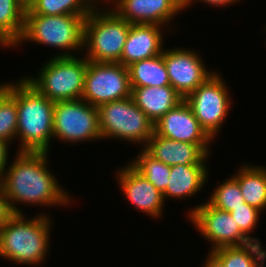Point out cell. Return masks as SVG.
Here are the masks:
<instances>
[{"mask_svg":"<svg viewBox=\"0 0 266 267\" xmlns=\"http://www.w3.org/2000/svg\"><path fill=\"white\" fill-rule=\"evenodd\" d=\"M25 10L23 0H0V48L3 50L12 49L21 39Z\"/></svg>","mask_w":266,"mask_h":267,"instance_id":"cell-21","label":"cell"},{"mask_svg":"<svg viewBox=\"0 0 266 267\" xmlns=\"http://www.w3.org/2000/svg\"><path fill=\"white\" fill-rule=\"evenodd\" d=\"M131 97L128 67L121 63L87 62L82 98L92 106Z\"/></svg>","mask_w":266,"mask_h":267,"instance_id":"cell-11","label":"cell"},{"mask_svg":"<svg viewBox=\"0 0 266 267\" xmlns=\"http://www.w3.org/2000/svg\"><path fill=\"white\" fill-rule=\"evenodd\" d=\"M266 244L250 242L243 246L218 248L212 253L224 267H266Z\"/></svg>","mask_w":266,"mask_h":267,"instance_id":"cell-23","label":"cell"},{"mask_svg":"<svg viewBox=\"0 0 266 267\" xmlns=\"http://www.w3.org/2000/svg\"><path fill=\"white\" fill-rule=\"evenodd\" d=\"M212 193L207 195V202L218 209L231 212L244 203L238 182L229 175L223 182L217 183ZM209 197V198H208Z\"/></svg>","mask_w":266,"mask_h":267,"instance_id":"cell-26","label":"cell"},{"mask_svg":"<svg viewBox=\"0 0 266 267\" xmlns=\"http://www.w3.org/2000/svg\"><path fill=\"white\" fill-rule=\"evenodd\" d=\"M6 167L0 185L15 213L26 207L70 208L76 204L72 194L59 183L50 166L51 152H15ZM65 188V189H64ZM75 200V202H74ZM21 206V207H20ZM63 206V207H62Z\"/></svg>","mask_w":266,"mask_h":267,"instance_id":"cell-1","label":"cell"},{"mask_svg":"<svg viewBox=\"0 0 266 267\" xmlns=\"http://www.w3.org/2000/svg\"><path fill=\"white\" fill-rule=\"evenodd\" d=\"M97 3L95 0H31L25 14L38 15H88Z\"/></svg>","mask_w":266,"mask_h":267,"instance_id":"cell-24","label":"cell"},{"mask_svg":"<svg viewBox=\"0 0 266 267\" xmlns=\"http://www.w3.org/2000/svg\"><path fill=\"white\" fill-rule=\"evenodd\" d=\"M187 208L185 219L197 230L199 236L209 243V252L252 242L240 230L230 212L213 207L206 200L203 202V199L199 205Z\"/></svg>","mask_w":266,"mask_h":267,"instance_id":"cell-10","label":"cell"},{"mask_svg":"<svg viewBox=\"0 0 266 267\" xmlns=\"http://www.w3.org/2000/svg\"><path fill=\"white\" fill-rule=\"evenodd\" d=\"M201 267H224L223 263L212 253L208 251Z\"/></svg>","mask_w":266,"mask_h":267,"instance_id":"cell-32","label":"cell"},{"mask_svg":"<svg viewBox=\"0 0 266 267\" xmlns=\"http://www.w3.org/2000/svg\"><path fill=\"white\" fill-rule=\"evenodd\" d=\"M51 218V214L43 210L34 216L16 213L0 229V259L27 267L47 263L55 224Z\"/></svg>","mask_w":266,"mask_h":267,"instance_id":"cell-3","label":"cell"},{"mask_svg":"<svg viewBox=\"0 0 266 267\" xmlns=\"http://www.w3.org/2000/svg\"><path fill=\"white\" fill-rule=\"evenodd\" d=\"M25 3H26V5L31 1V0H23Z\"/></svg>","mask_w":266,"mask_h":267,"instance_id":"cell-35","label":"cell"},{"mask_svg":"<svg viewBox=\"0 0 266 267\" xmlns=\"http://www.w3.org/2000/svg\"><path fill=\"white\" fill-rule=\"evenodd\" d=\"M17 79L0 83L17 105L16 151L50 152L55 102L41 95L22 75Z\"/></svg>","mask_w":266,"mask_h":267,"instance_id":"cell-2","label":"cell"},{"mask_svg":"<svg viewBox=\"0 0 266 267\" xmlns=\"http://www.w3.org/2000/svg\"><path fill=\"white\" fill-rule=\"evenodd\" d=\"M231 217L238 224L240 230L252 241L263 243L259 237H255L253 234L260 222L261 216L264 214L260 210L252 207L247 203H243L242 206H238L235 210L230 212Z\"/></svg>","mask_w":266,"mask_h":267,"instance_id":"cell-28","label":"cell"},{"mask_svg":"<svg viewBox=\"0 0 266 267\" xmlns=\"http://www.w3.org/2000/svg\"><path fill=\"white\" fill-rule=\"evenodd\" d=\"M243 0H183L182 1V6H183V10L184 12H186L185 10H189L190 7L192 8V5H196L197 2L199 4H203L204 6L207 5V7L209 6L210 8L213 7L214 8H228L231 5H237L238 3L242 2ZM189 8V9H188Z\"/></svg>","mask_w":266,"mask_h":267,"instance_id":"cell-29","label":"cell"},{"mask_svg":"<svg viewBox=\"0 0 266 267\" xmlns=\"http://www.w3.org/2000/svg\"><path fill=\"white\" fill-rule=\"evenodd\" d=\"M97 108L102 140L112 139L113 142L115 139L141 149L154 134V123L131 97L107 102Z\"/></svg>","mask_w":266,"mask_h":267,"instance_id":"cell-7","label":"cell"},{"mask_svg":"<svg viewBox=\"0 0 266 267\" xmlns=\"http://www.w3.org/2000/svg\"><path fill=\"white\" fill-rule=\"evenodd\" d=\"M248 163L243 161L231 176L238 182L244 202L265 213L266 166Z\"/></svg>","mask_w":266,"mask_h":267,"instance_id":"cell-20","label":"cell"},{"mask_svg":"<svg viewBox=\"0 0 266 267\" xmlns=\"http://www.w3.org/2000/svg\"><path fill=\"white\" fill-rule=\"evenodd\" d=\"M88 60L81 54L47 58L37 74L22 77L41 95L53 102L81 99Z\"/></svg>","mask_w":266,"mask_h":267,"instance_id":"cell-6","label":"cell"},{"mask_svg":"<svg viewBox=\"0 0 266 267\" xmlns=\"http://www.w3.org/2000/svg\"><path fill=\"white\" fill-rule=\"evenodd\" d=\"M79 145L102 141L98 108L83 99L55 102L53 141Z\"/></svg>","mask_w":266,"mask_h":267,"instance_id":"cell-9","label":"cell"},{"mask_svg":"<svg viewBox=\"0 0 266 267\" xmlns=\"http://www.w3.org/2000/svg\"><path fill=\"white\" fill-rule=\"evenodd\" d=\"M97 5H109L113 0H95Z\"/></svg>","mask_w":266,"mask_h":267,"instance_id":"cell-33","label":"cell"},{"mask_svg":"<svg viewBox=\"0 0 266 267\" xmlns=\"http://www.w3.org/2000/svg\"><path fill=\"white\" fill-rule=\"evenodd\" d=\"M212 146L180 142L154 132L143 149L154 159L168 166L207 165L212 156Z\"/></svg>","mask_w":266,"mask_h":267,"instance_id":"cell-16","label":"cell"},{"mask_svg":"<svg viewBox=\"0 0 266 267\" xmlns=\"http://www.w3.org/2000/svg\"><path fill=\"white\" fill-rule=\"evenodd\" d=\"M127 163L150 181L161 193L165 191L169 183L171 166L154 159L143 148Z\"/></svg>","mask_w":266,"mask_h":267,"instance_id":"cell-25","label":"cell"},{"mask_svg":"<svg viewBox=\"0 0 266 267\" xmlns=\"http://www.w3.org/2000/svg\"><path fill=\"white\" fill-rule=\"evenodd\" d=\"M108 6L130 24H157L171 33L174 17L184 12L182 0H113Z\"/></svg>","mask_w":266,"mask_h":267,"instance_id":"cell-14","label":"cell"},{"mask_svg":"<svg viewBox=\"0 0 266 267\" xmlns=\"http://www.w3.org/2000/svg\"><path fill=\"white\" fill-rule=\"evenodd\" d=\"M263 28L265 29L264 34H266V24L263 25ZM264 43H266V41ZM265 46H266V44H265Z\"/></svg>","mask_w":266,"mask_h":267,"instance_id":"cell-34","label":"cell"},{"mask_svg":"<svg viewBox=\"0 0 266 267\" xmlns=\"http://www.w3.org/2000/svg\"><path fill=\"white\" fill-rule=\"evenodd\" d=\"M114 171L119 190L134 210L153 220L163 219L166 203L162 193L129 163Z\"/></svg>","mask_w":266,"mask_h":267,"instance_id":"cell-13","label":"cell"},{"mask_svg":"<svg viewBox=\"0 0 266 267\" xmlns=\"http://www.w3.org/2000/svg\"><path fill=\"white\" fill-rule=\"evenodd\" d=\"M130 25L108 5H97L85 19L82 55L92 62L121 63Z\"/></svg>","mask_w":266,"mask_h":267,"instance_id":"cell-5","label":"cell"},{"mask_svg":"<svg viewBox=\"0 0 266 267\" xmlns=\"http://www.w3.org/2000/svg\"><path fill=\"white\" fill-rule=\"evenodd\" d=\"M221 72L216 71L184 100L191 107L200 126L215 141L234 106L232 90Z\"/></svg>","mask_w":266,"mask_h":267,"instance_id":"cell-8","label":"cell"},{"mask_svg":"<svg viewBox=\"0 0 266 267\" xmlns=\"http://www.w3.org/2000/svg\"><path fill=\"white\" fill-rule=\"evenodd\" d=\"M209 165H173L170 170L169 183L162 193L165 203L170 199L191 201L198 197L202 190H206L210 179L211 170ZM191 198V199H190Z\"/></svg>","mask_w":266,"mask_h":267,"instance_id":"cell-18","label":"cell"},{"mask_svg":"<svg viewBox=\"0 0 266 267\" xmlns=\"http://www.w3.org/2000/svg\"><path fill=\"white\" fill-rule=\"evenodd\" d=\"M8 198L0 185V229L15 215Z\"/></svg>","mask_w":266,"mask_h":267,"instance_id":"cell-30","label":"cell"},{"mask_svg":"<svg viewBox=\"0 0 266 267\" xmlns=\"http://www.w3.org/2000/svg\"><path fill=\"white\" fill-rule=\"evenodd\" d=\"M12 143L0 139V182L5 172L6 167L10 164ZM11 156V157H10Z\"/></svg>","mask_w":266,"mask_h":267,"instance_id":"cell-31","label":"cell"},{"mask_svg":"<svg viewBox=\"0 0 266 267\" xmlns=\"http://www.w3.org/2000/svg\"><path fill=\"white\" fill-rule=\"evenodd\" d=\"M18 113L16 101L0 86V139L16 143Z\"/></svg>","mask_w":266,"mask_h":267,"instance_id":"cell-27","label":"cell"},{"mask_svg":"<svg viewBox=\"0 0 266 267\" xmlns=\"http://www.w3.org/2000/svg\"><path fill=\"white\" fill-rule=\"evenodd\" d=\"M87 16L25 14L22 37L13 48L34 43L59 50L53 57L81 55L84 49V25Z\"/></svg>","mask_w":266,"mask_h":267,"instance_id":"cell-4","label":"cell"},{"mask_svg":"<svg viewBox=\"0 0 266 267\" xmlns=\"http://www.w3.org/2000/svg\"><path fill=\"white\" fill-rule=\"evenodd\" d=\"M131 98L154 124L184 100L171 85L134 87Z\"/></svg>","mask_w":266,"mask_h":267,"instance_id":"cell-19","label":"cell"},{"mask_svg":"<svg viewBox=\"0 0 266 267\" xmlns=\"http://www.w3.org/2000/svg\"><path fill=\"white\" fill-rule=\"evenodd\" d=\"M130 86L152 87L170 85L163 53L149 59L137 61L128 66Z\"/></svg>","mask_w":266,"mask_h":267,"instance_id":"cell-22","label":"cell"},{"mask_svg":"<svg viewBox=\"0 0 266 267\" xmlns=\"http://www.w3.org/2000/svg\"><path fill=\"white\" fill-rule=\"evenodd\" d=\"M200 53L193 47L164 48V63L170 85L184 99L217 71V68H208Z\"/></svg>","mask_w":266,"mask_h":267,"instance_id":"cell-12","label":"cell"},{"mask_svg":"<svg viewBox=\"0 0 266 267\" xmlns=\"http://www.w3.org/2000/svg\"><path fill=\"white\" fill-rule=\"evenodd\" d=\"M170 32L168 28L157 24H131L121 55V64L128 67L134 62L162 54L165 34L171 35Z\"/></svg>","mask_w":266,"mask_h":267,"instance_id":"cell-17","label":"cell"},{"mask_svg":"<svg viewBox=\"0 0 266 267\" xmlns=\"http://www.w3.org/2000/svg\"><path fill=\"white\" fill-rule=\"evenodd\" d=\"M154 132L169 139L197 145H213L214 140L200 126L189 104L183 100L164 114L156 124Z\"/></svg>","mask_w":266,"mask_h":267,"instance_id":"cell-15","label":"cell"}]
</instances>
